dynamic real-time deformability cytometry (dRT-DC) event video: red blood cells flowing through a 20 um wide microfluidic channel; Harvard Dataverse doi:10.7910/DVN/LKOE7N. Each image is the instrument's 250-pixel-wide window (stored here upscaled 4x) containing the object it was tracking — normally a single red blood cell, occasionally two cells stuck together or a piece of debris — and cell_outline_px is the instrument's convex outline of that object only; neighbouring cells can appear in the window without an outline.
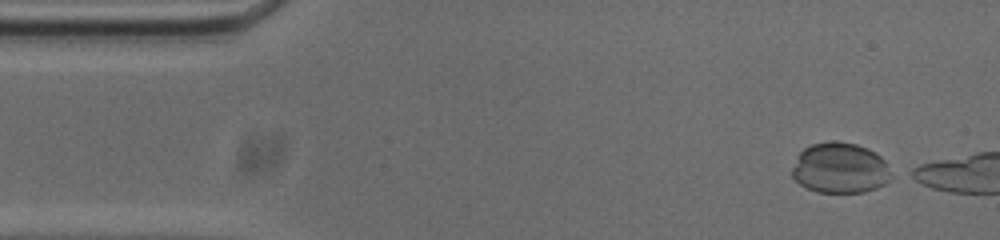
{"species": "common noctule bat (a hibernating species)", "species_latin": "Nyctalus noctula", "temperature_condition": "cold", "stored_images_in_passage": 39, "camera_frame_rate_fps": 3000, "um_per_image_px": 0.085, "animal": {"sex": "male", "body_mass_g": 20.0, "forearm_length_mm": 53.3}, "frame": {"image": 1, "passage_image": 1, "time_ms": 0.0, "image_size_px": [1000, 240], "cell_outline_px": [[896, 176], [884, 184], [876, 188], [864, 192], [816, 192], [800, 184], [792, 176], [792, 168], [800, 152], [804, 148], [812, 144], [832, 140], [836, 140], [856, 144], [868, 148], [876, 152], [884, 160]], "centroid_in_image_um": [71.45, 14.28], "position_along_channel_um": 13.5, "area_um2": 29.54}}
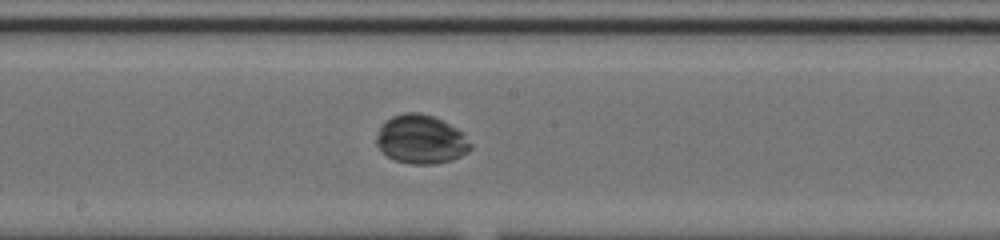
{"frame": {"image": 2, "passage_image": 24, "time_ms": 7.667, "image_size_px": [1000, 240], "cell_outline_px": [[472, 148], [468, 152], [452, 160], [432, 164], [412, 164], [396, 160], [380, 152], [376, 144], [376, 136], [384, 120], [392, 116], [404, 112], [420, 112], [432, 116], [464, 132], [472, 144]], "centroid_in_image_um": [35.78, 11.84], "position_along_channel_um": 212.4, "area_um2": 26.93}}
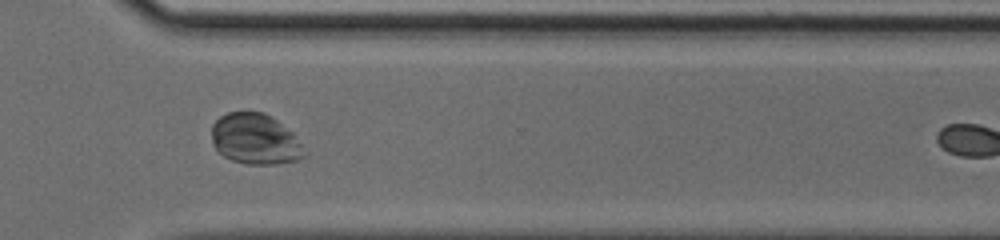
{"frame": {"image": 3, "passage_image": 35, "time_ms": 11.333, "image_size_px": [1000, 240], "cell_outline_px": [[304, 156], [296, 160], [276, 164], [248, 164], [232, 160], [224, 156], [212, 144], [212, 124], [220, 116], [228, 112], [264, 112], [272, 116], [292, 132], [304, 144]], "centroid_in_image_um": [21.7, 11.81], "position_along_channel_um": 348.9, "area_um2": 27.46}}